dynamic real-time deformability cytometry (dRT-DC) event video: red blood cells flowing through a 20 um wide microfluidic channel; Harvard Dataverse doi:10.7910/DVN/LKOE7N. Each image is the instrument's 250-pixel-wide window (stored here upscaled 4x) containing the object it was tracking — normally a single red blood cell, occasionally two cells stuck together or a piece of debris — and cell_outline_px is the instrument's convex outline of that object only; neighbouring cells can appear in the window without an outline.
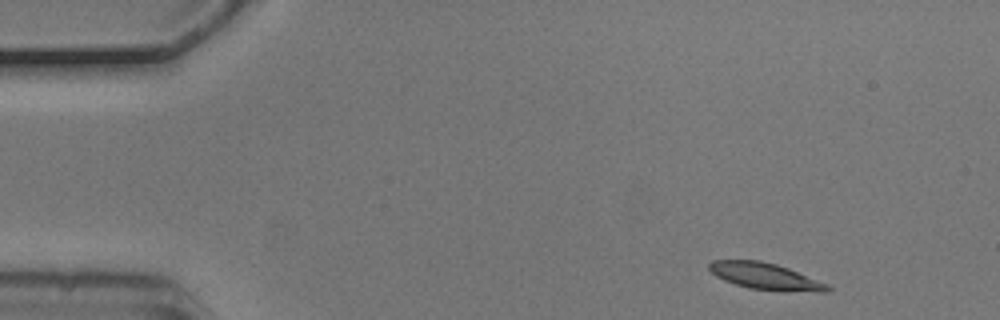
{"species": "common noctule bat (a hibernating species)", "species_latin": "Nyctalus noctula", "temperature_condition": "cold", "stored_images_in_passage": 8, "camera_frame_rate_fps": 3000, "um_per_image_px": 0.085, "animal": {"sex": "male", "body_mass_g": 20.5, "forearm_length_mm": 52.5}, "frame": {"image": 1, "passage_image": 1, "time_ms": 0.0, "image_size_px": [1000, 320], "cell_outline_px": [[832, 288], [828, 292], [820, 292], [748, 288], [724, 280], [716, 276], [708, 268], [708, 264], [712, 260], [760, 260], [776, 264], [788, 268], [828, 284]], "centroid_in_image_um": [65.04, 23.46], "position_along_channel_um": 20.0, "area_um2": 18.03}}
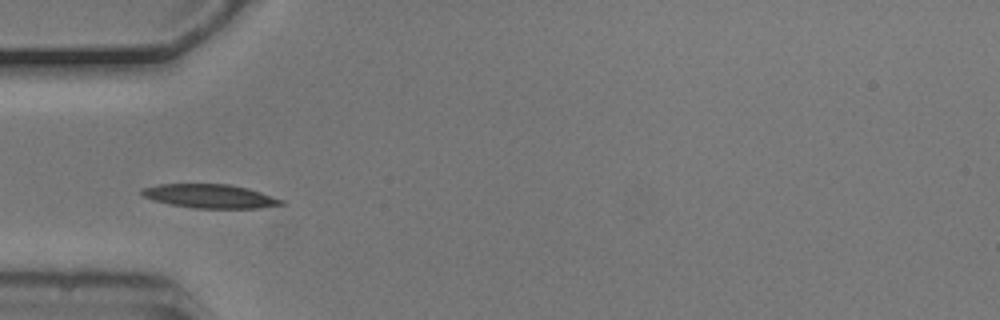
{"frame": {"image": 2, "passage_image": 4, "time_ms": 1.0, "image_size_px": [1000, 320], "cell_outline_px": [[288, 204], [260, 208], [196, 208], [168, 204], [144, 196], [140, 192], [140, 188], [160, 184], [228, 184], [248, 188], [284, 200]], "centroid_in_image_um": [17.89, 16.67], "position_along_channel_um": 67.1, "area_um2": 19.36}}